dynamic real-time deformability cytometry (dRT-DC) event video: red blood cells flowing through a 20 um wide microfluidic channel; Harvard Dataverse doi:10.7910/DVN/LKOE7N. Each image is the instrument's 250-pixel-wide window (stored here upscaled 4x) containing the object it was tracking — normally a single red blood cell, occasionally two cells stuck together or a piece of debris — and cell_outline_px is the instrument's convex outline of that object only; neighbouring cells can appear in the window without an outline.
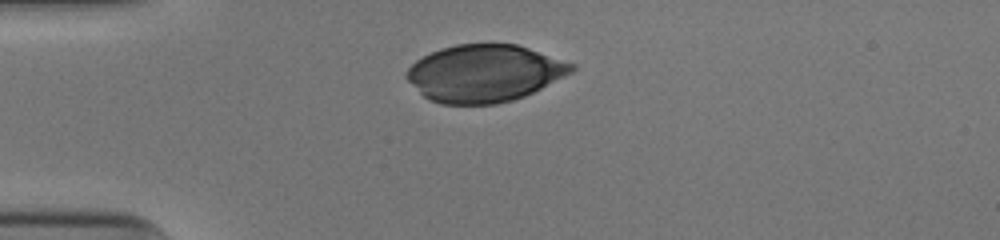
{"species": "human", "species_latin": "Homo sapiens", "temperature_condition": "cold", "stored_images_in_passage": 29, "camera_frame_rate_fps": 3000, "um_per_image_px": 0.085, "donor": {"sex": "male"}, "frame": {"image": 1, "passage_image": 1, "time_ms": 0.0, "image_size_px": [1000, 240], "cell_outline_px": [[576, 68], [572, 72], [524, 96], [512, 100], [496, 104], [440, 104], [428, 100], [404, 76], [404, 72], [416, 60], [440, 48], [456, 44], [516, 44], [576, 64]], "centroid_in_image_um": [41.15, 6.23], "position_along_channel_um": 43.9, "area_um2": 54.74}}